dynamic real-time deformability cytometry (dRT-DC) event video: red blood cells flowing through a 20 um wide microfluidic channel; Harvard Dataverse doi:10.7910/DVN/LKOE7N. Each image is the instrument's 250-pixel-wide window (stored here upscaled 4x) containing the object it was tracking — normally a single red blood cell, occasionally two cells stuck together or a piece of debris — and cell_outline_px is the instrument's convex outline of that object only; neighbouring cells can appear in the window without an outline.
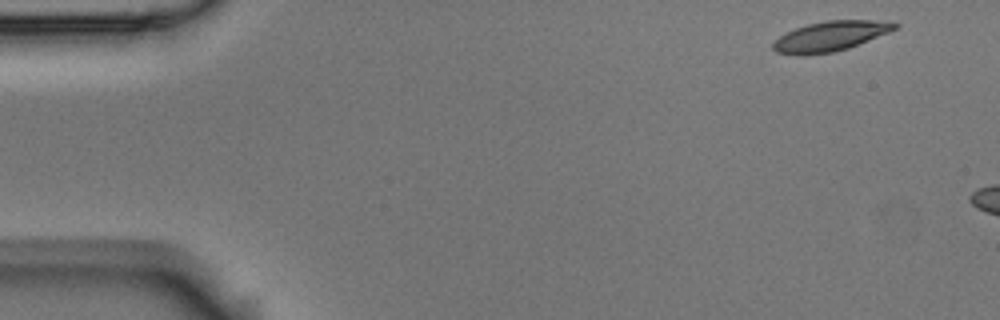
{"species": "Egyptian fruit bat (a non-hibernating species)", "species_latin": "Rousettus aegyptiacus", "temperature_condition": "room temperature", "stored_images_in_passage": 3, "camera_frame_rate_fps": 3000, "um_per_image_px": 0.085, "animal": {"sex": "male"}, "frame": {"image": 1, "passage_image": 1, "time_ms": 0.0, "image_size_px": [1000, 320], "cell_outline_px": [[900, 24], [896, 28], [888, 32], [848, 48], [832, 52], [804, 56], [800, 56], [776, 52], [772, 48], [772, 44], [780, 36], [796, 28], [808, 24], [828, 20], [872, 20]], "centroid_in_image_um": [70.53, 3.09], "position_along_channel_um": 14.5, "area_um2": 20.92}}